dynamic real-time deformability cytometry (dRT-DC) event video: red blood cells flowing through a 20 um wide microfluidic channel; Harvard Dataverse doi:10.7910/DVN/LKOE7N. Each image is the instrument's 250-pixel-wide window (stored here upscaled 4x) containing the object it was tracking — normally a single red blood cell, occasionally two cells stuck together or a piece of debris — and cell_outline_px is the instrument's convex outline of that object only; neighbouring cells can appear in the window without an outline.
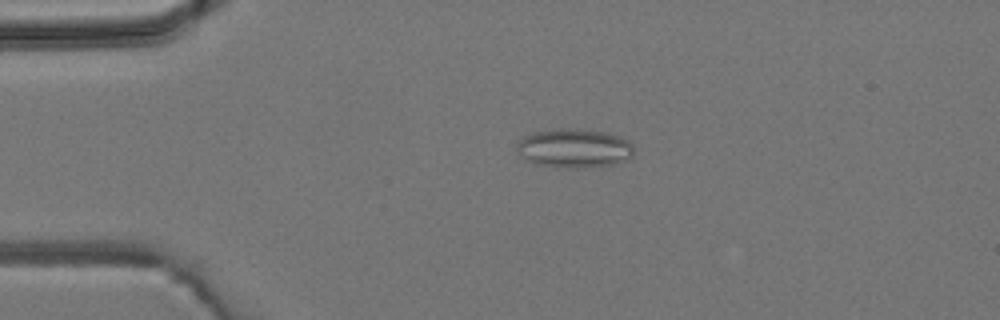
{"species": "common noctule bat (a hibernating species)", "species_latin": "Nyctalus noctula", "temperature_condition": "room temperature", "stored_images_in_passage": 3, "camera_frame_rate_fps": 3000, "um_per_image_px": 0.085, "animal": {"sex": "male", "body_mass_g": 19.2, "forearm_length_mm": 51.8}, "frame": {"image": 1, "passage_image": 2, "time_ms": 3.0, "image_size_px": [1000, 320], "cell_outline_px": [[632, 156], [628, 160], [616, 164], [584, 168], [560, 168], [532, 164], [520, 156], [516, 152], [516, 144], [524, 136], [532, 132], [552, 128], [568, 128], [604, 132], [620, 136], [628, 140], [632, 144]], "centroid_in_image_um": [48.76, 12.61], "position_along_channel_um": 36.2, "area_um2": 27.22}}